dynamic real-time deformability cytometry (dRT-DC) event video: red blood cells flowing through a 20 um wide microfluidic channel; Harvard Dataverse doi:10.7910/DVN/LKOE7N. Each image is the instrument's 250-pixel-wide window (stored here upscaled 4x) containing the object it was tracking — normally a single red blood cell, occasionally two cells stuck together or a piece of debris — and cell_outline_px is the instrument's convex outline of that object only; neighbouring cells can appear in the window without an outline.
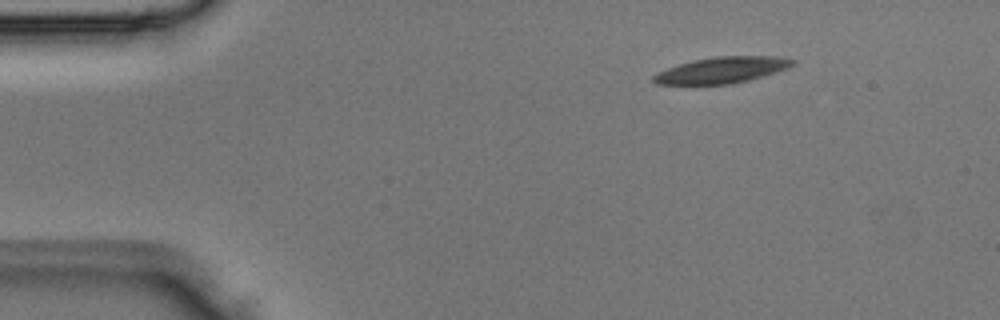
{"species": "Egyptian fruit bat (a non-hibernating species)", "species_latin": "Rousettus aegyptiacus", "temperature_condition": "room temperature", "stored_images_in_passage": 2, "camera_frame_rate_fps": 3000, "um_per_image_px": 0.085, "animal": {"sex": "male"}, "frame": {"image": 1, "passage_image": 2, "time_ms": 0.333, "image_size_px": [1000, 320], "cell_outline_px": [[796, 64], [788, 68], [748, 80], [732, 84], [656, 84], [652, 80], [652, 76], [668, 68], [680, 64], [696, 60], [716, 56], [772, 56], [796, 60]], "centroid_in_image_um": [61.39, 5.95], "position_along_channel_um": 23.6, "area_um2": 20.87}}